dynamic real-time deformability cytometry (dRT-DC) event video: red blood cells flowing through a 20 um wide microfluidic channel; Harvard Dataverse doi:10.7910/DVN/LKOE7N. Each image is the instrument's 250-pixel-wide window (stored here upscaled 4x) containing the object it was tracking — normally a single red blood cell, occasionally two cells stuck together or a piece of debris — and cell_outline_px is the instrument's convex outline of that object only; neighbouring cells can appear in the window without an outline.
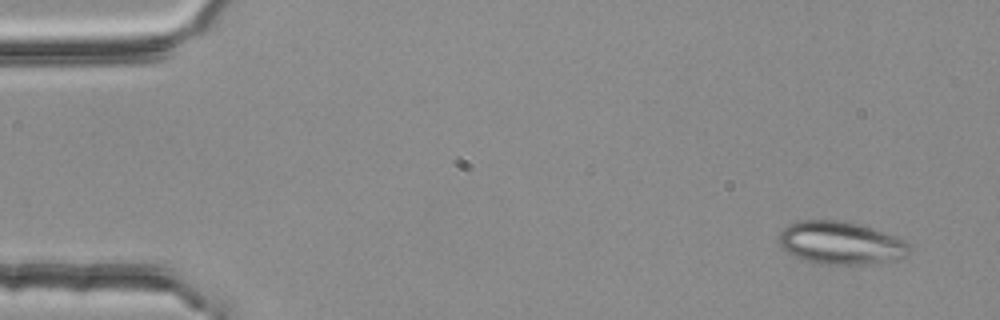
{"species": "common noctule bat (a hibernating species)", "species_latin": "Nyctalus noctula", "temperature_condition": "room temperature", "stored_images_in_passage": 3, "camera_frame_rate_fps": 3000, "um_per_image_px": 0.085, "animal": {"sex": "female", "body_mass_g": 25.1}, "frame": {"image": 1, "passage_image": 1, "time_ms": 0.0, "image_size_px": [1000, 320], "cell_outline_px": [[912, 248], [908, 256], [884, 260], [856, 264], [820, 264], [804, 260], [780, 248], [780, 232], [788, 224], [800, 220], [840, 220], [872, 228], [904, 240], [912, 244]], "centroid_in_image_um": [71.44, 20.63], "position_along_channel_um": 13.6, "area_um2": 32.14}}